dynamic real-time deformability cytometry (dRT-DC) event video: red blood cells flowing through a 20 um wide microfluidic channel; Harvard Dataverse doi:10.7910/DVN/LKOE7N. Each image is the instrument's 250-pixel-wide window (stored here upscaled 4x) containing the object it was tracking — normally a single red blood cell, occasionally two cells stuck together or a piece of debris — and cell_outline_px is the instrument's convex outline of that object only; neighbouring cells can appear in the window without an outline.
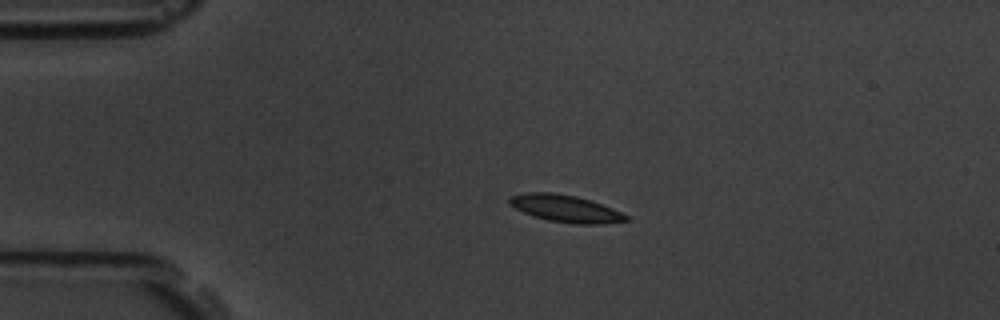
{"species": "common noctule bat (a hibernating species)", "species_latin": "Nyctalus noctula", "temperature_condition": "room temperature", "stored_images_in_passage": 46, "camera_frame_rate_fps": 3000, "um_per_image_px": 0.085, "animal": {"sex": "male", "body_mass_g": 19.5, "forearm_length_mm": 54.6}, "frame": {"image": 1, "passage_image": 1, "time_ms": 0.0, "image_size_px": [1000, 320], "cell_outline_px": [[632, 220], [600, 224], [576, 224], [548, 220], [532, 216], [508, 204], [508, 200], [512, 196], [524, 192], [552, 192], [576, 196], [612, 208], [628, 216]], "centroid_in_image_um": [48.06, 17.73], "position_along_channel_um": 36.9, "area_um2": 18.32}}
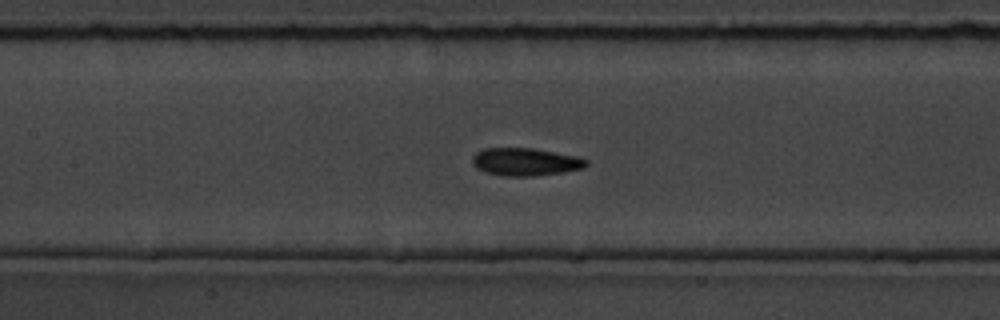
{"frame": {"image": 2, "passage_image": 15, "time_ms": 4.667, "image_size_px": [1000, 320], "cell_outline_px": [[588, 164], [584, 168], [564, 172], [536, 176], [504, 176], [484, 172], [476, 168], [472, 164], [472, 156], [476, 152], [484, 148], [532, 148], [576, 156], [588, 160]], "centroid_in_image_um": [44.64, 13.76], "position_along_channel_um": 162.8, "area_um2": 18.55}}
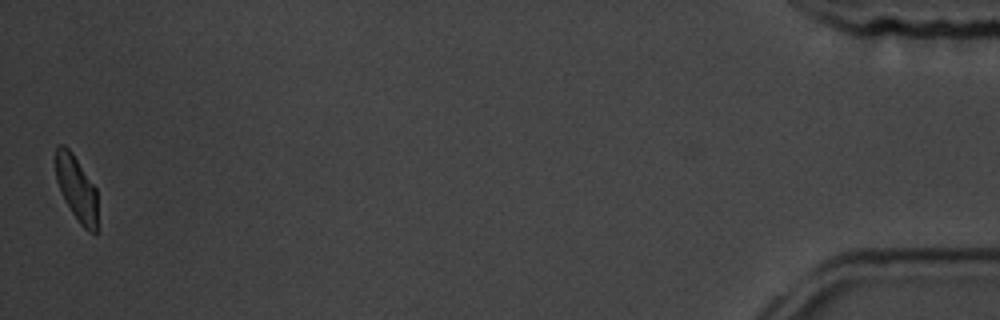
{"frame": {"image": 3, "passage_image": 46, "time_ms": 15.0, "image_size_px": [1000, 320], "cell_outline_px": [[96, 232], [88, 232], [80, 224], [64, 200], [56, 180], [56, 144], [64, 144], [72, 152], [96, 188]], "centroid_in_image_um": [6.48, 15.98], "position_along_channel_um": 428.7, "area_um2": 15.72}, "authors_computed_cell_mechanics": {"area_um2": 17.7446, "velocity_mm_per_s": 3.4985, "shape_relaxation_time_tau1_ms": 3.1934, "shape_relaxation_time_tau2_ms": 1.9938, "deformation_change_tau1": 0.1174, "deformation_change_tau2": 0.0665}}